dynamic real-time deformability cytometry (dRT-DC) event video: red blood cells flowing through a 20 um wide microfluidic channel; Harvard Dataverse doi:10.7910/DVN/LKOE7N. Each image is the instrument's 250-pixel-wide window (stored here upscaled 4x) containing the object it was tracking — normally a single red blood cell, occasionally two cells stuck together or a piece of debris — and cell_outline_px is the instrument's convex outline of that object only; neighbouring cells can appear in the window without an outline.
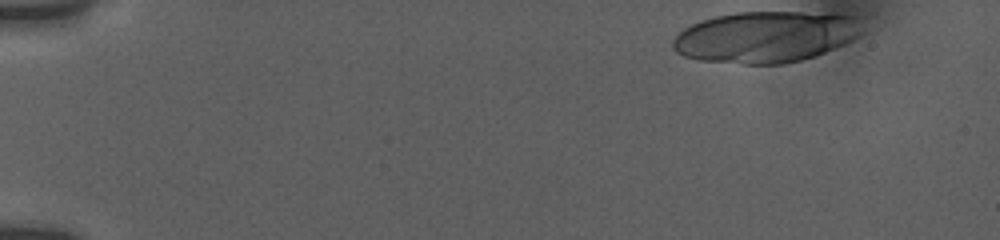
{"species": "human", "species_latin": "Homo sapiens", "temperature_condition": "room temperature", "stored_images_in_passage": 41, "camera_frame_rate_fps": 3000, "um_per_image_px": 0.085, "donor": {"sex": "female"}, "frame": {"image": 1, "passage_image": 1, "time_ms": 0.0, "image_size_px": [1000, 240], "cell_outline_px": [[864, 32], [860, 36], [844, 44], [824, 52], [800, 60], [784, 64], [744, 64], [696, 60], [684, 56], [676, 52], [672, 48], [672, 40], [684, 28], [692, 24], [716, 16], [736, 12], [836, 12], [856, 16]], "centroid_in_image_um": [65.11, 3.12], "position_along_channel_um": 19.9, "area_um2": 56.99}}
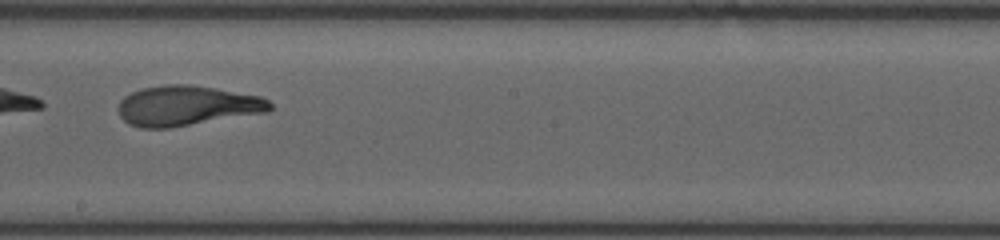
{"frame": {"image": 2, "passage_image": 25, "time_ms": 9.333, "image_size_px": [1000, 240], "cell_outline_px": [[272, 108], [268, 112], [168, 128], [140, 128], [128, 124], [120, 116], [120, 100], [124, 96], [140, 88], [164, 84], [188, 84], [216, 88], [260, 96], [268, 100], [272, 104]], "centroid_in_image_um": [15.88, 8.98], "position_along_channel_um": 232.3, "area_um2": 35.43}}
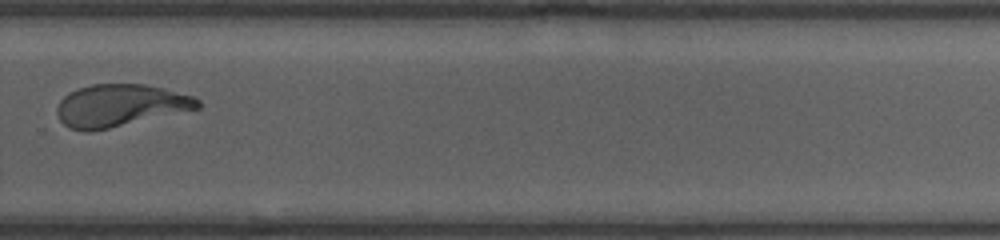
{"frame": {"image": 3, "passage_image": 31, "time_ms": 11.667, "image_size_px": [1000, 240], "cell_outline_px": [[200, 108], [108, 128], [88, 132], [84, 132], [68, 128], [60, 120], [56, 112], [56, 108], [60, 100], [68, 92], [92, 84], [144, 84], [192, 96], [200, 100]], "centroid_in_image_um": [10.15, 8.97], "position_along_channel_um": 319.7, "area_um2": 34.33}, "authors_computed_cell_mechanics": {"area_um2": 36.703, "velocity_mm_per_s": 3.7552, "shape_relaxation_time_tau1_ms": 2.7391, "shape_relaxation_time_tau2_ms": 1.8775, "deformation_change_tau1": 0.3301, "deformation_change_tau2": 0.1008}}